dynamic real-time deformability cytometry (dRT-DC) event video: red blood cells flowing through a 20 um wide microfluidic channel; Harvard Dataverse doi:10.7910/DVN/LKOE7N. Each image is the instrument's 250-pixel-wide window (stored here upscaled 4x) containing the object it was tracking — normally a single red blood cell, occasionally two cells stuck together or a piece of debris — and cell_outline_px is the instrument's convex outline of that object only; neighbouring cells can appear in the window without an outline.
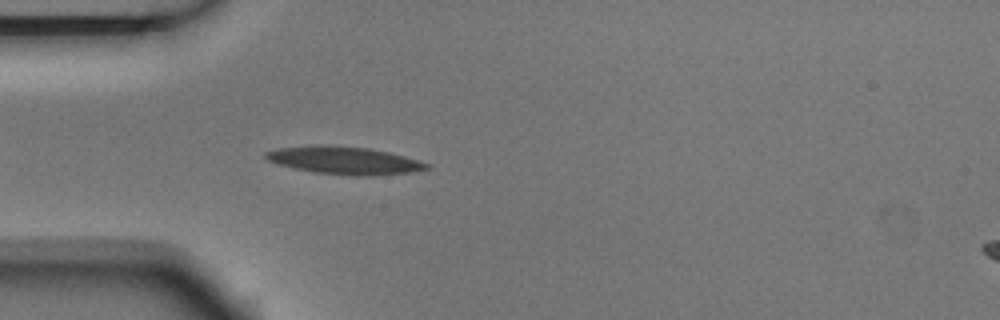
{"species": "Egyptian fruit bat (a non-hibernating species)", "species_latin": "Rousettus aegyptiacus", "temperature_condition": "room temperature", "stored_images_in_passage": 5, "camera_frame_rate_fps": 3000, "um_per_image_px": 0.085, "animal": {"sex": "male"}, "frame": {"image": 1, "passage_image": 5, "time_ms": 1.333, "image_size_px": [1000, 320], "cell_outline_px": [[432, 168], [408, 172], [372, 176], [356, 176], [312, 172], [280, 164], [268, 160], [264, 156], [264, 152], [276, 148], [320, 144], [332, 144], [368, 148], [388, 152], [404, 156], [432, 164]], "centroid_in_image_um": [29.27, 13.62], "position_along_channel_um": 55.7, "area_um2": 26.13}}